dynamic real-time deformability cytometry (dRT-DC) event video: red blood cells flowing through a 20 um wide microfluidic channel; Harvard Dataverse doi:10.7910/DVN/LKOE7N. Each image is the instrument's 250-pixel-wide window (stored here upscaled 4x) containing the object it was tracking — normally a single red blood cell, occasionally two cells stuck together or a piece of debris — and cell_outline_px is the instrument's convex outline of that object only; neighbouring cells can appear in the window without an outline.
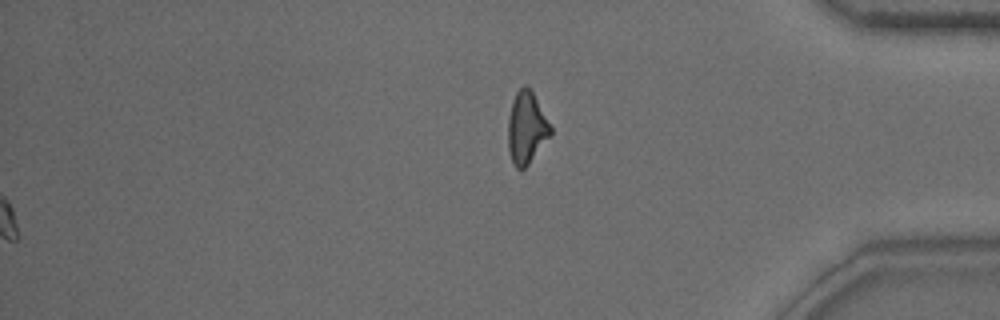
{"species": "common noctule bat (a hibernating species)", "species_latin": "Nyctalus noctula", "temperature_condition": "warm", "stored_images_in_passage": 47, "segment_of_instrument_passage": [2, 2], "camera_frame_rate_fps": 3000, "um_per_image_px": 0.085, "animal": {"sex": "male", "body_mass_g": 15.6}, "frame": {"image": 1, "passage_image": 47, "time_ms": 15.333, "image_size_px": [1000, 320], "cell_outline_px": [[552, 136], [528, 164], [524, 168], [516, 168], [512, 164], [508, 148], [508, 116], [512, 100], [516, 92], [524, 84], [532, 92], [552, 128]], "centroid_in_image_um": [44.75, 10.89], "position_along_channel_um": 390.5, "area_um2": 17.86}}